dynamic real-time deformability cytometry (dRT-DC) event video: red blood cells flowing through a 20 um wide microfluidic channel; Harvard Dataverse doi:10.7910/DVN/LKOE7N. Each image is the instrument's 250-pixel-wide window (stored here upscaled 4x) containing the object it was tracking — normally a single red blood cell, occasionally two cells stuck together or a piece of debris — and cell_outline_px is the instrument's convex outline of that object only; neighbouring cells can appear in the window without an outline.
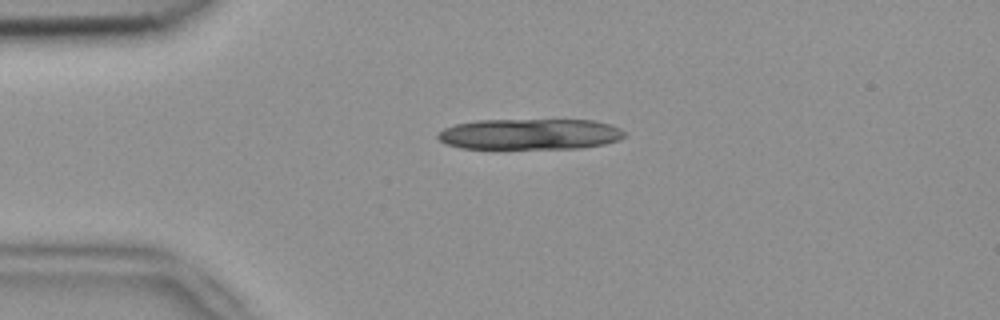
{"species": "common noctule bat (a hibernating species)", "species_latin": "Nyctalus noctula", "temperature_condition": "room temperature", "stored_images_in_passage": 2, "camera_frame_rate_fps": 3000, "um_per_image_px": 0.085, "animal": {"sex": "female", "body_mass_g": 18.4}, "frame": {"image": 1, "passage_image": 1, "time_ms": 0.0, "image_size_px": [1000, 320], "cell_outline_px": [[628, 136], [620, 140], [604, 144], [580, 148], [460, 148], [444, 144], [436, 136], [436, 132], [444, 128], [456, 124], [476, 120], [592, 120], [608, 124], [620, 128]], "centroid_in_image_um": [45.03, 11.4], "position_along_channel_um": 40.0, "area_um2": 33.7}}